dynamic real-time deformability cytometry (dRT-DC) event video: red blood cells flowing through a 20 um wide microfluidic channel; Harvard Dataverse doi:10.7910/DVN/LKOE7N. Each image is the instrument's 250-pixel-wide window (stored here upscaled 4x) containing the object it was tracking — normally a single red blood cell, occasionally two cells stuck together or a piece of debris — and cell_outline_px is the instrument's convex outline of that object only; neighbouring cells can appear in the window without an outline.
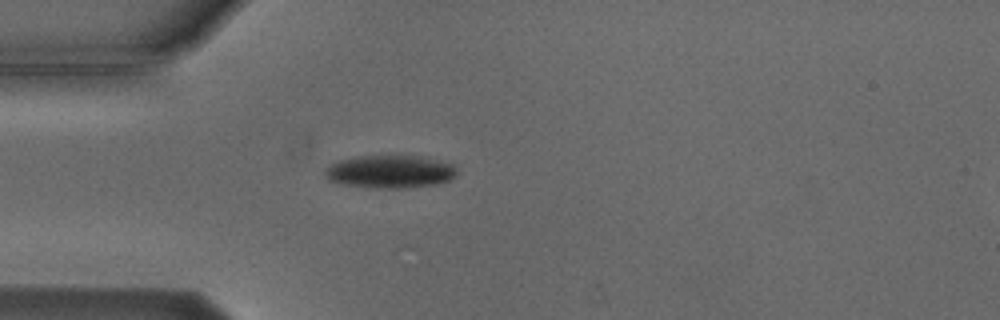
{"species": "Egyptian fruit bat (a non-hibernating species)", "species_latin": "Rousettus aegyptiacus", "temperature_condition": "cold", "stored_images_in_passage": 4, "camera_frame_rate_fps": 3000, "um_per_image_px": 0.085, "animal": {"sex": "male"}, "frame": {"image": 1, "passage_image": 4, "time_ms": 3.333, "image_size_px": [1000, 320], "cell_outline_px": [[456, 176], [448, 180], [436, 184], [404, 188], [368, 188], [340, 184], [328, 180], [324, 176], [324, 168], [328, 164], [336, 160], [360, 156], [428, 156], [456, 164]], "centroid_in_image_um": [33.13, 14.58], "position_along_channel_um": 51.9, "area_um2": 25.95}}